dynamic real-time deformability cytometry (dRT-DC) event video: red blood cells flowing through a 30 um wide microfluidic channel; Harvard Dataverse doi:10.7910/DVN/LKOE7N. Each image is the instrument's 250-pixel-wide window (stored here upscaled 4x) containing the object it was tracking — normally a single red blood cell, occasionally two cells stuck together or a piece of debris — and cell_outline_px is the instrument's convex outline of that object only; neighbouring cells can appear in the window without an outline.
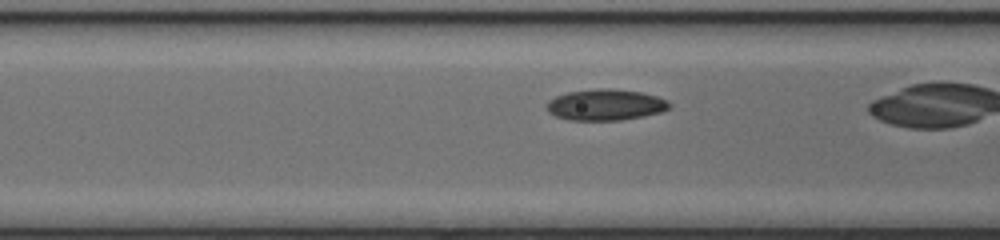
{"species": "common noctule bat (a hibernating species)", "species_latin": "Nyctalus noctula", "temperature_condition": "cold", "stored_images_in_passage": 27, "camera_frame_rate_fps": 3000, "um_per_image_px": 0.085, "animal": {"sex": "female", "body_mass_g": 17.0, "forearm_length_mm": 48.0}, "frame": {"image": 1, "passage_image": 8, "time_ms": 2.333, "image_size_px": [1000, 240], "cell_outline_px": [[672, 104], [664, 112], [644, 116], [620, 120], [568, 120], [556, 116], [548, 112], [544, 104], [548, 100], [556, 96], [568, 92], [600, 88], [608, 88], [640, 92], [656, 96], [668, 100]], "centroid_in_image_um": [51.46, 8.91], "position_along_channel_um": 115.1, "area_um2": 22.43}}
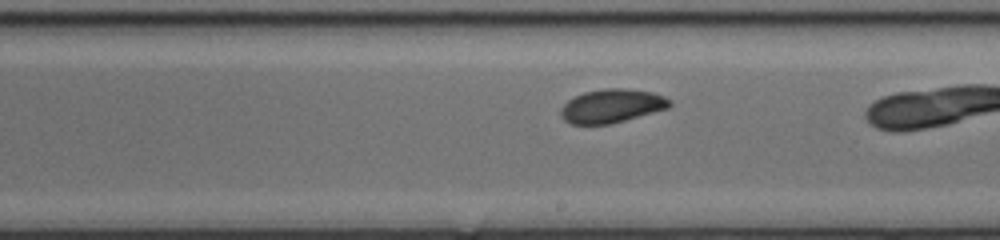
{"frame": {"image": 2, "passage_image": 17, "time_ms": 5.333, "image_size_px": [1000, 240], "cell_outline_px": [[672, 104], [668, 108], [612, 124], [568, 124], [560, 116], [560, 108], [568, 100], [584, 92], [604, 88], [620, 88], [652, 92], [664, 96], [672, 100]], "centroid_in_image_um": [51.99, 9.01], "position_along_channel_um": 237.0, "area_um2": 21.44}}
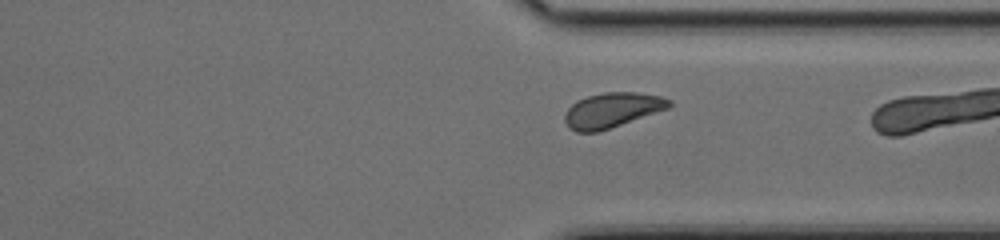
{"frame": {"image": 3, "passage_image": 26, "time_ms": 8.333, "image_size_px": [1000, 240], "cell_outline_px": [[672, 104], [668, 108], [596, 132], [576, 132], [568, 128], [564, 120], [564, 116], [568, 108], [576, 100], [588, 96], [604, 92], [636, 92], [660, 96], [672, 100]], "centroid_in_image_um": [51.99, 9.35], "position_along_channel_um": 359.4, "area_um2": 20.98}}